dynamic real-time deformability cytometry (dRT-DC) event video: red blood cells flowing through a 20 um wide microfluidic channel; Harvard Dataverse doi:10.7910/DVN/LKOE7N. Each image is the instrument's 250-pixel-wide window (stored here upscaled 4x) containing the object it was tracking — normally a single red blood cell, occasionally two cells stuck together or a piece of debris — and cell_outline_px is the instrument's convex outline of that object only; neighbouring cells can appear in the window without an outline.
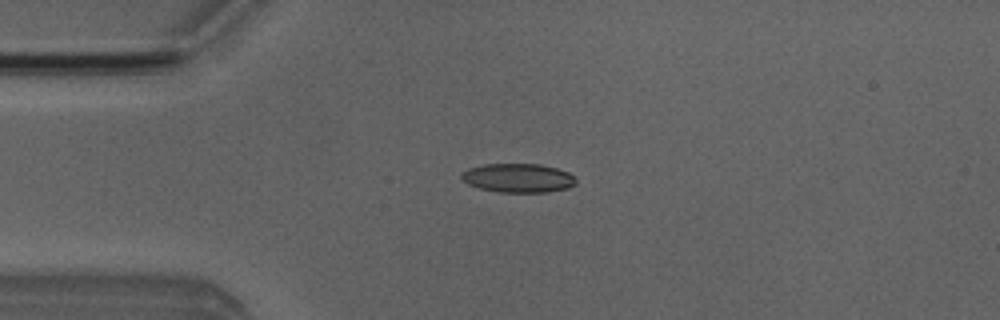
{"species": "Egyptian fruit bat (a non-hibernating species)", "species_latin": "Rousettus aegyptiacus", "temperature_condition": "room temperature", "stored_images_in_passage": 4, "camera_frame_rate_fps": 3000, "um_per_image_px": 0.085, "animal": {"sex": "male"}, "frame": {"image": 1, "passage_image": 3, "time_ms": 2.333, "image_size_px": [1000, 320], "cell_outline_px": [[576, 184], [568, 188], [548, 192], [500, 192], [480, 188], [468, 184], [460, 176], [460, 172], [468, 168], [484, 164], [540, 164], [556, 168], [568, 172], [576, 180]], "centroid_in_image_um": [44.03, 15.12], "position_along_channel_um": 41.0, "area_um2": 19.31}}